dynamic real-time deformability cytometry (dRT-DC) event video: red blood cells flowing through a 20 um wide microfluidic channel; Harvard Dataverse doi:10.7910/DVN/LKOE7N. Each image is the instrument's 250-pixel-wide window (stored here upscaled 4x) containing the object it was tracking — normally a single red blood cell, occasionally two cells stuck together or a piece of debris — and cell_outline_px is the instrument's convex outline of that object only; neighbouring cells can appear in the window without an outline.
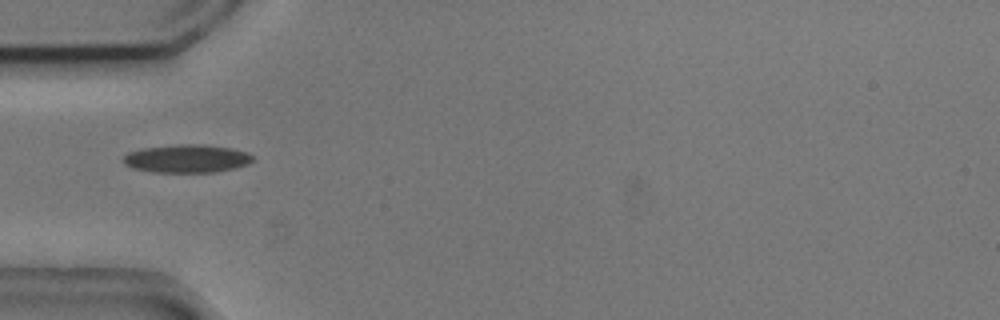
{"species": "common noctule bat (a hibernating species)", "species_latin": "Nyctalus noctula", "temperature_condition": "cold", "stored_images_in_passage": 6, "camera_frame_rate_fps": 3000, "um_per_image_px": 0.085, "animal": {"sex": "male", "body_mass_g": 20.5, "forearm_length_mm": 52.5}, "frame": {"image": 1, "passage_image": 1, "time_ms": 0.0, "image_size_px": [1000, 320], "cell_outline_px": [[252, 160], [248, 164], [216, 172], [152, 172], [132, 168], [124, 164], [124, 156], [128, 152], [144, 148], [180, 144], [204, 144], [232, 148], [248, 152], [252, 156]], "centroid_in_image_um": [15.88, 13.48], "position_along_channel_um": 69.1, "area_um2": 21.15}}